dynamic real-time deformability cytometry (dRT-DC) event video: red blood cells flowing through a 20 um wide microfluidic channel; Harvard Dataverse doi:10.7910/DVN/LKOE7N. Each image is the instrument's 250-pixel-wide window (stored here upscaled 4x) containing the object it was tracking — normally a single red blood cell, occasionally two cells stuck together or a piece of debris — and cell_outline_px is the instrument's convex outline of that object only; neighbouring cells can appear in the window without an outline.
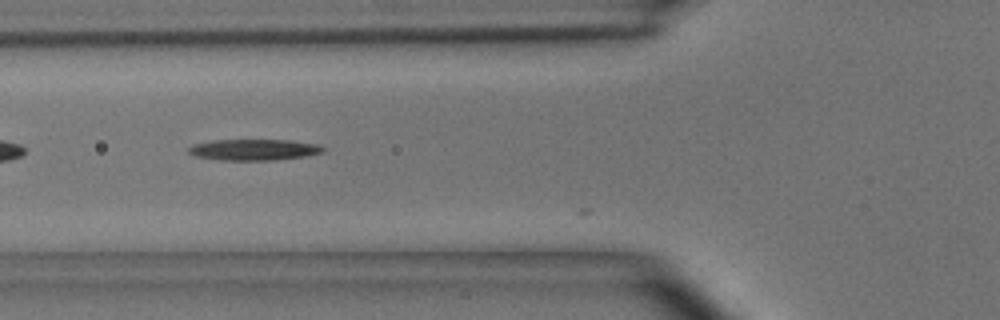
{"species": "common noctule bat (a hibernating species)", "species_latin": "Nyctalus noctula", "temperature_condition": "room temperature", "stored_images_in_passage": 8, "camera_frame_rate_fps": 3000, "um_per_image_px": 0.085, "animal": {"sex": "male", "body_mass_g": 15.6}, "frame": {"image": 1, "passage_image": 6, "time_ms": 1.667, "image_size_px": [1000, 320], "cell_outline_px": [[328, 148], [324, 152], [304, 156], [272, 160], [224, 160], [196, 156], [188, 152], [188, 148], [192, 144], [212, 140], [292, 140], [320, 144]], "centroid_in_image_um": [21.64, 12.71], "position_along_channel_um": 104.2, "area_um2": 16.65}}